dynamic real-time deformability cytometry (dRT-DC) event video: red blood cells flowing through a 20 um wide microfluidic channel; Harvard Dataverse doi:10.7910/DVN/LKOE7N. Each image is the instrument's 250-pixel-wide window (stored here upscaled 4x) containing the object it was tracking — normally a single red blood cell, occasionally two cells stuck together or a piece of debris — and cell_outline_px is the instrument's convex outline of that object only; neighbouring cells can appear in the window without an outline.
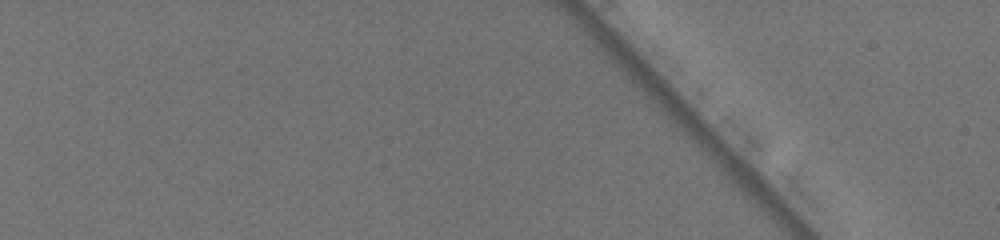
{"species": "common noctule bat (a hibernating species)", "species_latin": "Nyctalus noctula", "temperature_condition": "warm", "stored_images_in_passage": 4, "camera_frame_rate_fps": 3000, "um_per_image_px": 0.085, "animal": {"sex": "female", "body_mass_g": 19.5, "forearm_length_mm": 54.1}, "frame": {"image": 1, "passage_image": 3, "time_ms": 0.667, "image_size_px": [1000, 240], "cell_outline_px": [[944, 84], [920, 136], [916, 136], [892, 112], [880, 76], [880, 68], [896, 44], [908, 52]], "centroid_in_image_um": [77.32, 7.56], "position_along_channel_um": 7.7, "area_um2": 24.33}}